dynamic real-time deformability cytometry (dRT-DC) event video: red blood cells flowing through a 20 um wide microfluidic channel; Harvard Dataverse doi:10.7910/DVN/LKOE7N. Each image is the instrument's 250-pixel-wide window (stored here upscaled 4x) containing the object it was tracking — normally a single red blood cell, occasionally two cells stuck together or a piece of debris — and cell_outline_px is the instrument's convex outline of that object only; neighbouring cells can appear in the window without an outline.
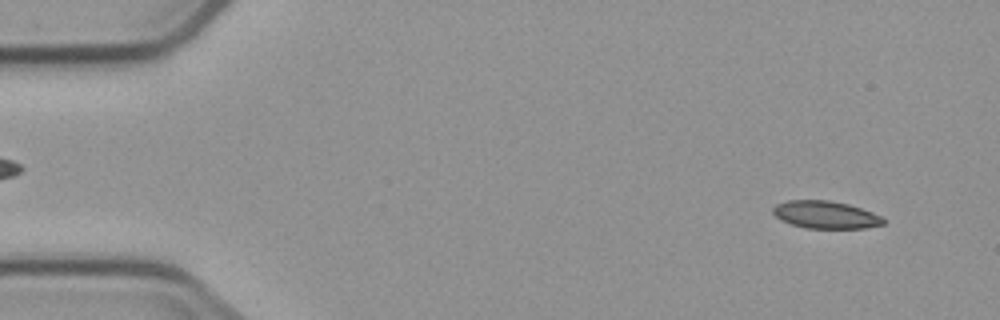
{"species": "common noctule bat (a hibernating species)", "species_latin": "Nyctalus noctula", "temperature_condition": "cold", "stored_images_in_passage": 5, "camera_frame_rate_fps": 3000, "um_per_image_px": 0.085, "animal": {"sex": "male", "body_mass_g": 23.1, "forearm_length_mm": 52.7}, "frame": {"image": 1, "passage_image": 1, "time_ms": 0.0, "image_size_px": [1000, 320], "cell_outline_px": [[884, 224], [868, 228], [804, 228], [780, 220], [772, 212], [772, 208], [776, 204], [788, 200], [828, 200], [848, 204], [872, 212], [880, 216], [884, 220]], "centroid_in_image_um": [70.15, 18.25], "position_along_channel_um": 14.9, "area_um2": 17.69}}
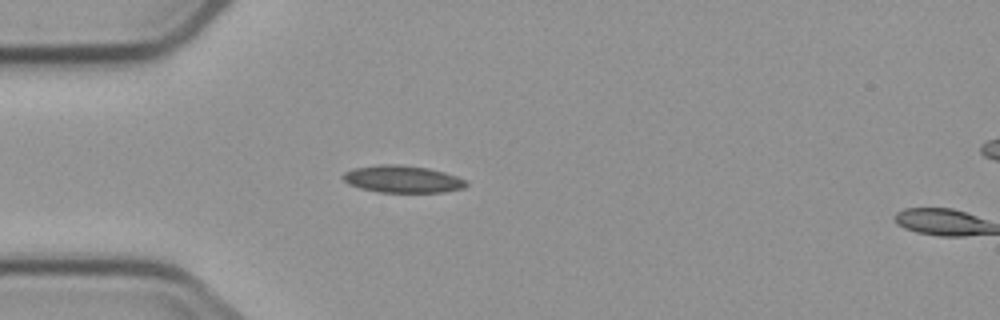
{"frame": {"image": 2, "passage_image": 4, "time_ms": 3.667, "image_size_px": [1000, 320], "cell_outline_px": [[468, 184], [464, 188], [444, 192], [380, 192], [360, 188], [348, 184], [340, 176], [344, 172], [352, 168], [380, 164], [396, 164], [428, 168], [444, 172], [456, 176], [464, 180]], "centroid_in_image_um": [34.17, 15.22], "position_along_channel_um": 50.8, "area_um2": 19.54}}